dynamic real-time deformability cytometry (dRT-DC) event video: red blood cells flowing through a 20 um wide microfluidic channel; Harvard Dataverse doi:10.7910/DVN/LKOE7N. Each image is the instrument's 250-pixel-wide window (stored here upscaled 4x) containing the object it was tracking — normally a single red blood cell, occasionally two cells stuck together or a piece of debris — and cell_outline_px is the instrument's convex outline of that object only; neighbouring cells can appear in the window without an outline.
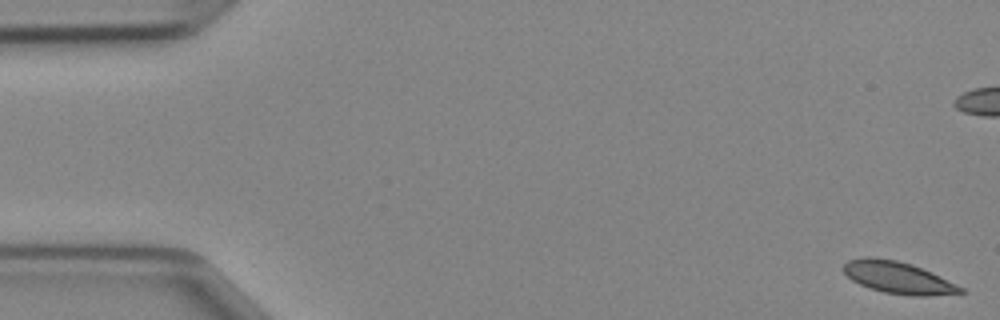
{"species": "Egyptian fruit bat (a non-hibernating species)", "species_latin": "Rousettus aegyptiacus", "temperature_condition": "cold", "stored_images_in_passage": 48, "camera_frame_rate_fps": 3000, "um_per_image_px": 0.085, "animal": {"sex": "female"}, "frame": {"image": 1, "passage_image": 1, "time_ms": 0.0, "image_size_px": [1000, 320], "cell_outline_px": [[964, 292], [928, 296], [912, 296], [884, 292], [860, 284], [852, 280], [840, 268], [848, 260], [864, 256], [872, 256], [896, 260], [912, 264], [932, 272], [964, 288]], "centroid_in_image_um": [76.31, 23.57], "position_along_channel_um": 8.7, "area_um2": 21.79}}
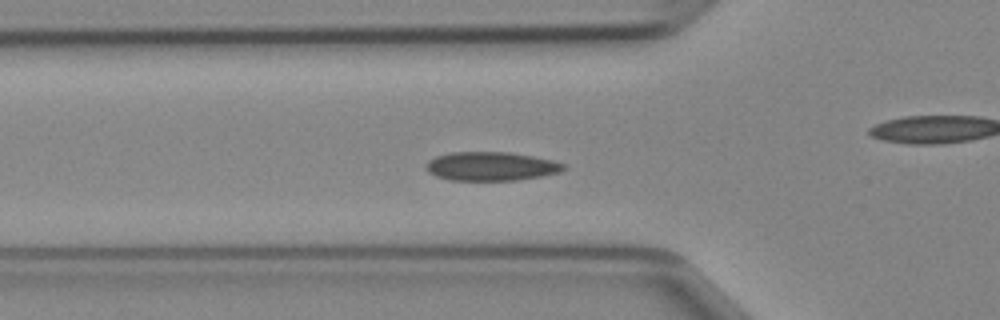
{"frame": {"image": 2, "passage_image": 16, "time_ms": 5.0, "image_size_px": [1000, 320], "cell_outline_px": [[568, 168], [560, 172], [540, 176], [516, 180], [448, 180], [436, 176], [428, 172], [424, 168], [424, 164], [428, 160], [436, 156], [452, 152], [508, 152], [532, 156], [552, 160], [564, 164]], "centroid_in_image_um": [41.7, 14.13], "position_along_channel_um": 84.1, "area_um2": 23.18}}